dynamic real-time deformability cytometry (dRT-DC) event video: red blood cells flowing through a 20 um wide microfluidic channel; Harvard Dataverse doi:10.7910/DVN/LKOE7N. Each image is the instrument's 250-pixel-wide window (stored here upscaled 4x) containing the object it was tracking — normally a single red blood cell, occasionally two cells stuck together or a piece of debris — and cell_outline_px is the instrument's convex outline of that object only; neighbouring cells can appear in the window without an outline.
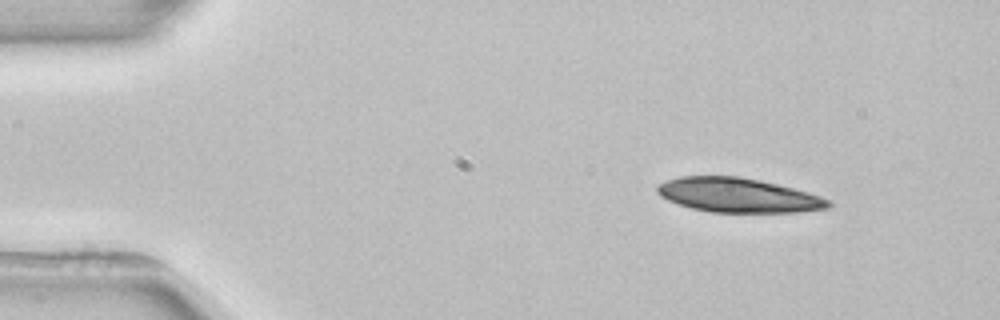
{"species": "common noctule bat (a hibernating species)", "species_latin": "Nyctalus noctula", "temperature_condition": "room temperature", "stored_images_in_passage": 3, "camera_frame_rate_fps": 3000, "um_per_image_px": 0.085, "animal": {"sex": "female", "body_mass_g": 22.7, "forearm_length_mm": 54.2}, "frame": {"image": 1, "passage_image": 1, "time_ms": 0.0, "image_size_px": [1000, 320], "cell_outline_px": [[832, 204], [828, 208], [796, 212], [712, 212], [692, 208], [668, 200], [660, 196], [656, 192], [656, 184], [680, 176], [740, 176], [760, 180], [808, 192], [832, 200]], "centroid_in_image_um": [62.73, 16.58], "position_along_channel_um": 22.3, "area_um2": 34.22}}